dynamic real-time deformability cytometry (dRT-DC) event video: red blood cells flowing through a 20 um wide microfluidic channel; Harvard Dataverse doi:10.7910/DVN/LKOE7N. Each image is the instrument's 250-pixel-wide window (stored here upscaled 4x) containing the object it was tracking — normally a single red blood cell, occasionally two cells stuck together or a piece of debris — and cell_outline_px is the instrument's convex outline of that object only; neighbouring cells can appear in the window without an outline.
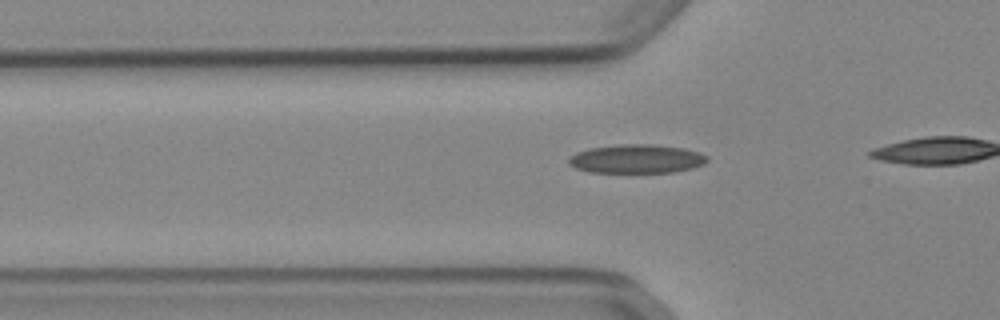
{"species": "Egyptian fruit bat (a non-hibernating species)", "species_latin": "Rousettus aegyptiacus", "temperature_condition": "cold", "stored_images_in_passage": 9, "camera_frame_rate_fps": 3000, "um_per_image_px": 0.085, "animal": {"sex": "female"}, "frame": {"image": 1, "passage_image": 4, "time_ms": 1.0, "image_size_px": [1000, 320], "cell_outline_px": [[708, 160], [704, 164], [692, 168], [672, 172], [592, 172], [576, 168], [568, 164], [568, 160], [576, 152], [588, 148], [620, 144], [652, 144], [684, 148], [708, 156]], "centroid_in_image_um": [54.1, 13.49], "position_along_channel_um": 71.7, "area_um2": 23.12}}